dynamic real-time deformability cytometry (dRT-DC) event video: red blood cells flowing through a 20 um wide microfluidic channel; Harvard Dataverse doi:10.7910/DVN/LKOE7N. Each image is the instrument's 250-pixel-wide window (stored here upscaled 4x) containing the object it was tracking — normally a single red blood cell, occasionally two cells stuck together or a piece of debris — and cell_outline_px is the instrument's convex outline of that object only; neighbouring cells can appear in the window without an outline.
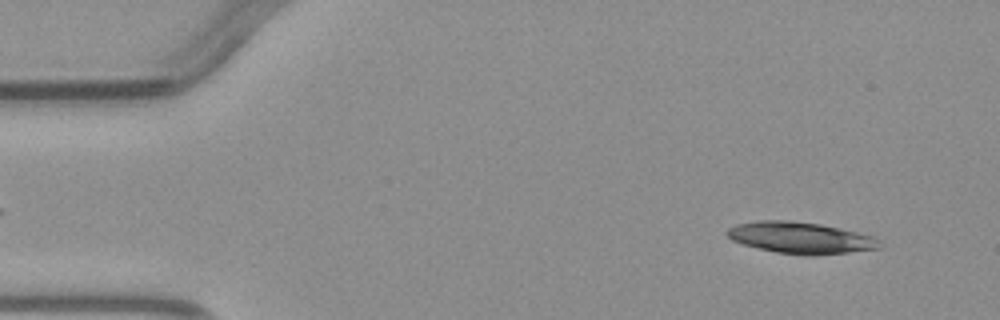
{"species": "common noctule bat (a hibernating species)", "species_latin": "Nyctalus noctula", "temperature_condition": "warm", "stored_images_in_passage": 5, "segment_of_instrument_passage": [2, 2], "camera_frame_rate_fps": 3000, "um_per_image_px": 0.085, "animal": {"sex": "male", "body_mass_g": 23.1, "forearm_length_mm": 52.7}, "frame": {"image": 1, "passage_image": 5, "time_ms": 5.0, "image_size_px": [1000, 320], "cell_outline_px": [[880, 248], [816, 256], [804, 256], [776, 252], [756, 248], [732, 240], [724, 232], [728, 228], [736, 224], [760, 220], [788, 220], [820, 224], [840, 228], [876, 236], [880, 240]], "centroid_in_image_um": [68.05, 20.22], "position_along_channel_um": 16.9, "area_um2": 28.26}}